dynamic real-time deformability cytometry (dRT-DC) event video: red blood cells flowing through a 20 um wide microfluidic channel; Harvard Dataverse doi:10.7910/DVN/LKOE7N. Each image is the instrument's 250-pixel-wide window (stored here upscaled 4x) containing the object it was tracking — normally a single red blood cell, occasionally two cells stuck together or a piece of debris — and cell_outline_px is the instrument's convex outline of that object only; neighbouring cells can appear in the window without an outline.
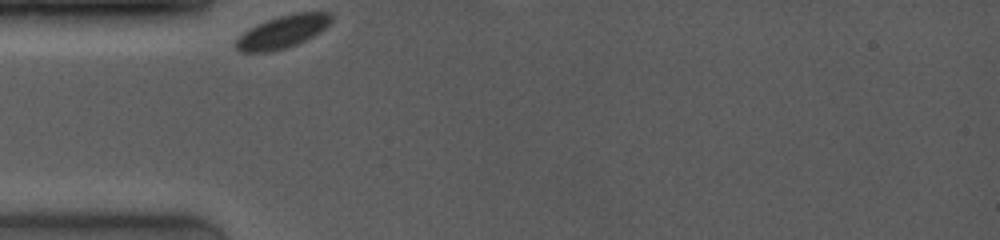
{"species": "common noctule bat (a hibernating species)", "species_latin": "Nyctalus noctula", "temperature_condition": "room temperature", "stored_images_in_passage": 11, "camera_frame_rate_fps": 4000, "um_per_image_px": 0.085, "animal": {"sex": "female", "body_mass_g": 19.0, "forearm_length_mm": 53.3}, "frame": {"image": 1, "passage_image": 1, "time_ms": 0.0, "image_size_px": [1000, 240], "cell_outline_px": [[332, 20], [320, 32], [296, 44], [272, 52], [240, 52], [236, 48], [236, 40], [244, 32], [256, 24], [276, 16], [292, 12], [328, 12], [332, 16]], "centroid_in_image_um": [24.01, 2.68], "position_along_channel_um": 61.0, "area_um2": 18.09}}
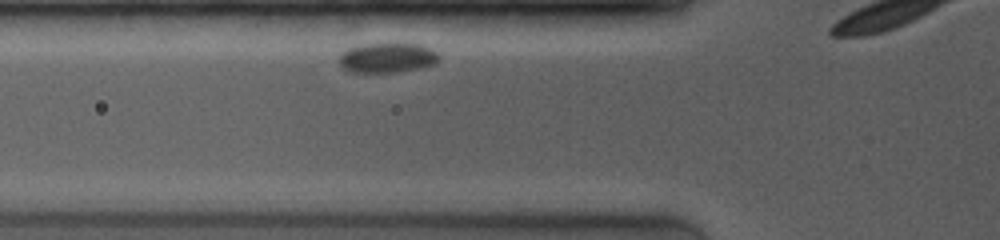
{"frame": {"image": 2, "passage_image": 5, "time_ms": 1.0, "image_size_px": [1000, 240], "cell_outline_px": [[440, 60], [436, 64], [400, 72], [348, 72], [340, 64], [340, 56], [348, 48], [364, 44], [420, 44], [436, 52], [440, 56]], "centroid_in_image_um": [32.95, 4.92], "position_along_channel_um": 92.9, "area_um2": 17.22}}